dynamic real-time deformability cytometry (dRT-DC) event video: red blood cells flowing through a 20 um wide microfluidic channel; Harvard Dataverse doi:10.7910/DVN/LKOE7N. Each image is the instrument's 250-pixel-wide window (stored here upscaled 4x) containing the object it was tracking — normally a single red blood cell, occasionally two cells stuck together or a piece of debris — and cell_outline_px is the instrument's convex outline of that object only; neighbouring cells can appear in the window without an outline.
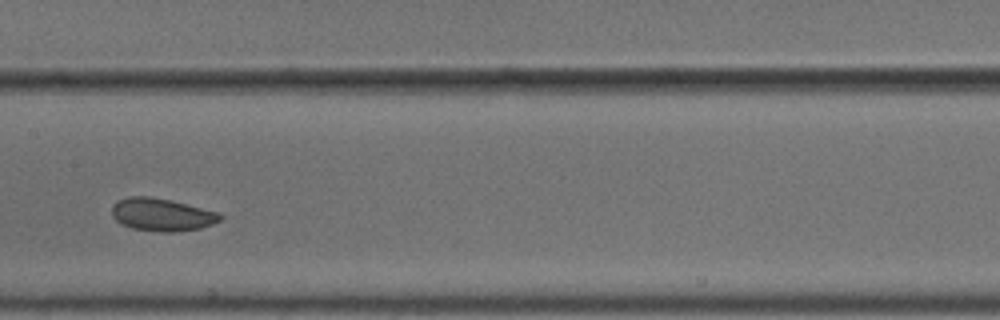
{"species": "common noctule bat (a hibernating species)", "species_latin": "Nyctalus noctula", "temperature_condition": "cold", "stored_images_in_passage": 11, "camera_frame_rate_fps": 3000, "um_per_image_px": 0.085, "animal": {"sex": "male", "body_mass_g": 18.8}, "frame": {"image": 1, "passage_image": 4, "time_ms": 1.0, "image_size_px": [1000, 320], "cell_outline_px": [[224, 216], [220, 220], [212, 224], [200, 228], [180, 232], [164, 232], [132, 228], [120, 224], [112, 216], [112, 204], [116, 200], [128, 196], [148, 196], [168, 200], [220, 212]], "centroid_in_image_um": [13.74, 18.25], "position_along_channel_um": 193.7, "area_um2": 20.75}}
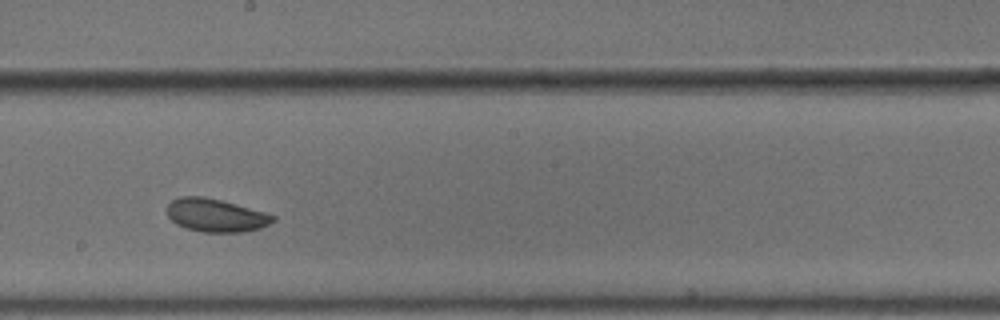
{"frame": {"image": 2, "passage_image": 5, "time_ms": 1.333, "image_size_px": [1000, 320], "cell_outline_px": [[276, 220], [260, 228], [244, 232], [204, 232], [184, 228], [176, 224], [168, 216], [168, 204], [172, 200], [180, 196], [204, 196], [236, 204], [264, 212], [276, 216]], "centroid_in_image_um": [18.34, 18.3], "position_along_channel_um": 229.9, "area_um2": 20.4}}
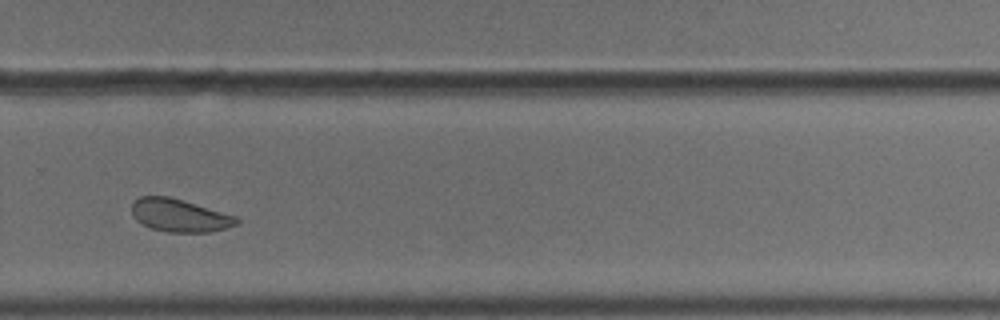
{"frame": {"image": 3, "passage_image": 7, "time_ms": 2.0, "image_size_px": [1000, 320], "cell_outline_px": [[240, 224], [208, 232], [168, 232], [152, 228], [136, 220], [132, 216], [132, 204], [140, 196], [168, 196], [236, 216], [240, 220]], "centroid_in_image_um": [15.26, 18.31], "position_along_channel_um": 314.5, "area_um2": 19.83}}